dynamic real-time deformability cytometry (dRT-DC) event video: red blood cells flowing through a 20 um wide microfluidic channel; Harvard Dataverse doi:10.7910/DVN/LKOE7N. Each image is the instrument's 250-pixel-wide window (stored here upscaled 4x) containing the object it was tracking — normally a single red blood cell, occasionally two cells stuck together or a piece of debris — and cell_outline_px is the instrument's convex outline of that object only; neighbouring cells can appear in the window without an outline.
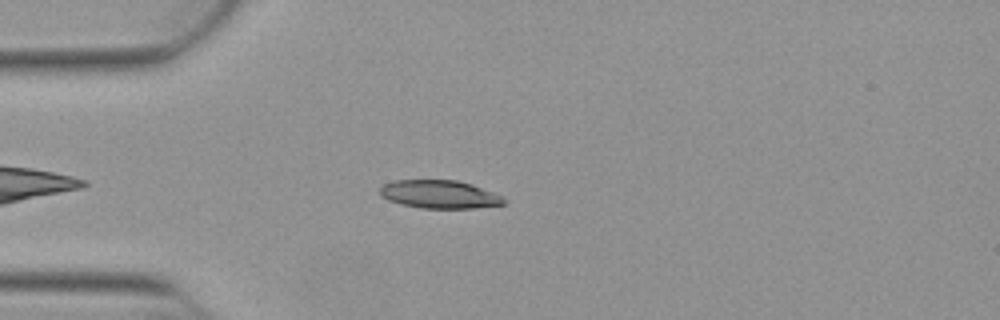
{"species": "Egyptian fruit bat (a non-hibernating species)", "species_latin": "Rousettus aegyptiacus", "temperature_condition": "warm", "stored_images_in_passage": 36, "camera_frame_rate_fps": 3000, "um_per_image_px": 0.085, "animal": {"sex": "female"}, "frame": {"image": 1, "passage_image": 7, "time_ms": 2.0, "image_size_px": [1000, 320], "cell_outline_px": [[504, 204], [472, 208], [420, 208], [400, 204], [388, 200], [380, 196], [380, 188], [384, 184], [392, 180], [456, 180], [472, 184], [492, 192], [500, 196], [504, 200]], "centroid_in_image_um": [37.29, 16.51], "position_along_channel_um": 47.7, "area_um2": 20.23}}
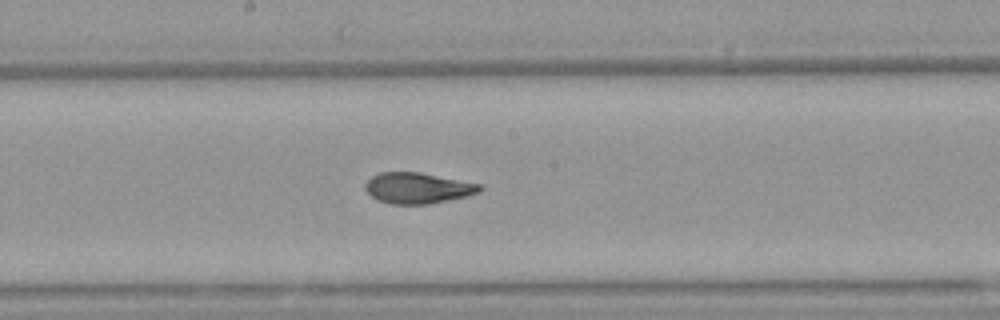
{"frame": {"image": 2, "passage_image": 21, "time_ms": 6.667, "image_size_px": [1000, 320], "cell_outline_px": [[484, 188], [480, 192], [468, 196], [428, 204], [388, 204], [376, 200], [364, 188], [364, 184], [372, 176], [380, 172], [420, 172], [480, 184]], "centroid_in_image_um": [35.5, 15.99], "position_along_channel_um": 212.7, "area_um2": 20.69}}
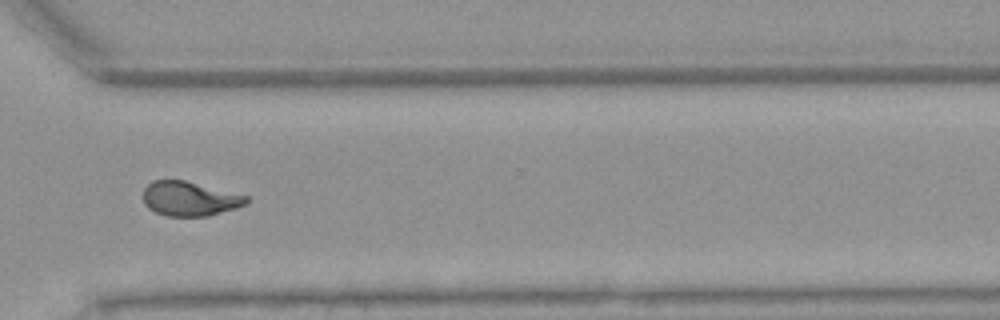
{"frame": {"image": 3, "passage_image": 32, "time_ms": 10.333, "image_size_px": [1000, 320], "cell_outline_px": [[248, 200], [244, 204], [236, 208], [208, 216], [168, 216], [156, 212], [148, 208], [144, 204], [144, 188], [152, 180], [184, 180], [248, 196]], "centroid_in_image_um": [16.09, 16.89], "position_along_channel_um": 354.5, "area_um2": 20.52}, "authors_computed_cell_mechanics": {"area_um2": 20.6924, "velocity_mm_per_s": 3.8626, "shape_relaxation_time_tau1_ms": 5.0496, "shape_relaxation_time_tau2_ms": 1.17, "deformation_change_tau1": 0.1829, "deformation_change_tau2": 0.0653}}